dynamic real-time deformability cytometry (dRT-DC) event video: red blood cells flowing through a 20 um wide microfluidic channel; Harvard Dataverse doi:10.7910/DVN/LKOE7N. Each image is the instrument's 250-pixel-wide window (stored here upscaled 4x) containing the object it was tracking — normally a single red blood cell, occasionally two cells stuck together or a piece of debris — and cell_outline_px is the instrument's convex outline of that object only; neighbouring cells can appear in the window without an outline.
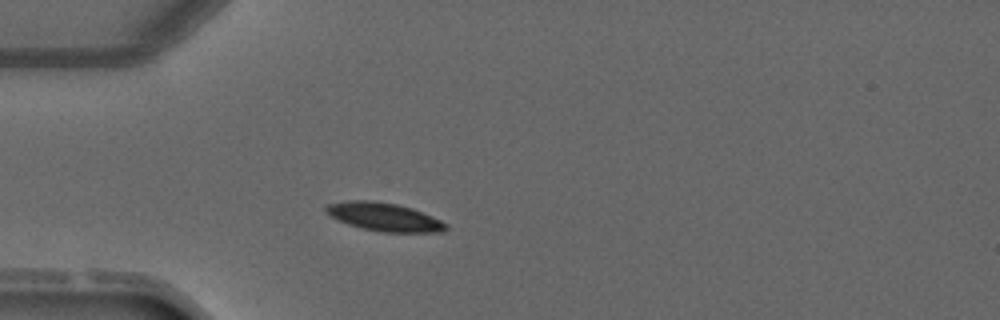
{"species": "common noctule bat (a hibernating species)", "species_latin": "Nyctalus noctula", "temperature_condition": "warm", "stored_images_in_passage": 3, "camera_frame_rate_fps": 3000, "um_per_image_px": 0.085, "animal": {"sex": "male", "forearm_length_mm": 52.5}, "frame": {"image": 1, "passage_image": 3, "time_ms": 2.333, "image_size_px": [1000, 320], "cell_outline_px": [[448, 228], [444, 232], [380, 232], [360, 228], [336, 220], [328, 216], [324, 212], [324, 204], [348, 200], [376, 200], [396, 204], [412, 208], [432, 216], [448, 224]], "centroid_in_image_um": [32.59, 18.43], "position_along_channel_um": 52.4, "area_um2": 20.23}}